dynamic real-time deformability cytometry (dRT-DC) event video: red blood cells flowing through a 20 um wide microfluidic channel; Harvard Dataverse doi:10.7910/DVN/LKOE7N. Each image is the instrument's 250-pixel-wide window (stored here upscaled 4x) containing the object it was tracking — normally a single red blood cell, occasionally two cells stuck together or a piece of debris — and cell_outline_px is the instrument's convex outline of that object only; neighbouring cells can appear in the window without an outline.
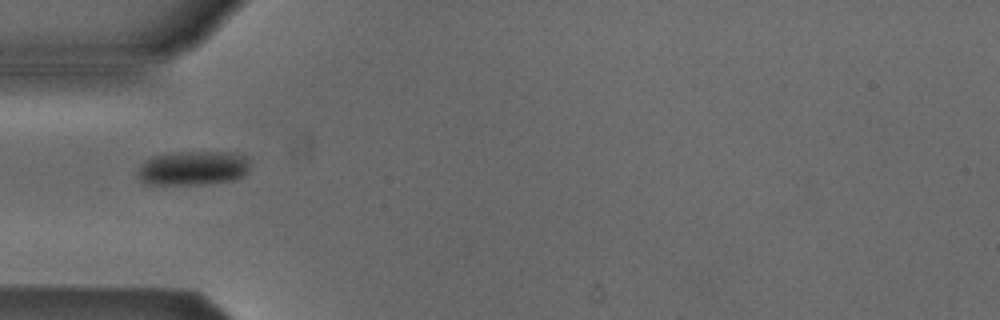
{"species": "Egyptian fruit bat (a non-hibernating species)", "species_latin": "Rousettus aegyptiacus", "temperature_condition": "cold", "stored_images_in_passage": 3, "camera_frame_rate_fps": 3000, "um_per_image_px": 0.085, "animal": {"sex": "male"}, "frame": {"image": 1, "passage_image": 1, "time_ms": 0.0, "image_size_px": [1000, 320], "cell_outline_px": [[248, 172], [244, 176], [236, 180], [204, 184], [144, 184], [136, 176], [136, 172], [140, 164], [144, 160], [152, 156], [172, 152], [232, 152], [244, 156], [248, 160]], "centroid_in_image_um": [16.36, 14.29], "position_along_channel_um": 68.6, "area_um2": 22.83}}
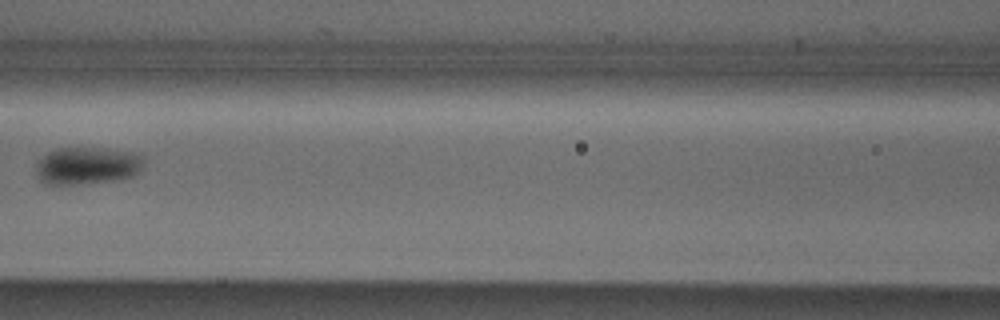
{"frame": {"image": 2, "passage_image": 3, "time_ms": 2.333, "image_size_px": [1000, 320], "cell_outline_px": [[144, 164], [140, 172], [132, 176], [120, 180], [84, 184], [44, 184], [40, 180], [36, 172], [36, 168], [40, 160], [48, 152], [56, 148], [92, 148], [132, 152], [144, 156]], "centroid_in_image_um": [7.45, 14.1], "position_along_channel_um": 159.2, "area_um2": 23.58}}